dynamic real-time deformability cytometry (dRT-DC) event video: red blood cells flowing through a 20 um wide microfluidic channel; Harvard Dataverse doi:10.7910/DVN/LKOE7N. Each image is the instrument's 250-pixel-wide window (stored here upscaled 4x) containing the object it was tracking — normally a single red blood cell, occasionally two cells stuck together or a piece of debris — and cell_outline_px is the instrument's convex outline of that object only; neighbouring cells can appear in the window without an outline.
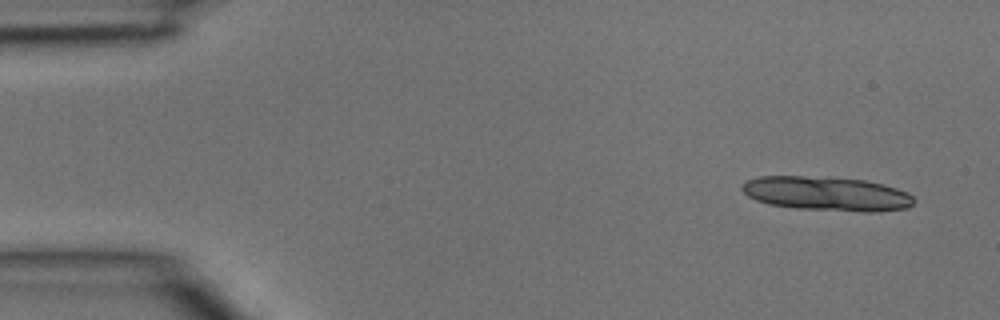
{"species": "common noctule bat (a hibernating species)", "species_latin": "Nyctalus noctula", "temperature_condition": "room temperature", "stored_images_in_passage": 16, "camera_frame_rate_fps": 3000, "um_per_image_px": 0.085, "animal": {"sex": "male", "body_mass_g": 15.6}, "frame": {"image": 1, "passage_image": 1, "time_ms": 0.0, "image_size_px": [1000, 320], "cell_outline_px": [[916, 200], [908, 208], [876, 212], [860, 212], [796, 208], [772, 204], [756, 200], [748, 196], [740, 188], [748, 180], [760, 176], [804, 176], [864, 180], [896, 188], [908, 192]], "centroid_in_image_um": [70.3, 16.47], "position_along_channel_um": 14.7, "area_um2": 34.04}}